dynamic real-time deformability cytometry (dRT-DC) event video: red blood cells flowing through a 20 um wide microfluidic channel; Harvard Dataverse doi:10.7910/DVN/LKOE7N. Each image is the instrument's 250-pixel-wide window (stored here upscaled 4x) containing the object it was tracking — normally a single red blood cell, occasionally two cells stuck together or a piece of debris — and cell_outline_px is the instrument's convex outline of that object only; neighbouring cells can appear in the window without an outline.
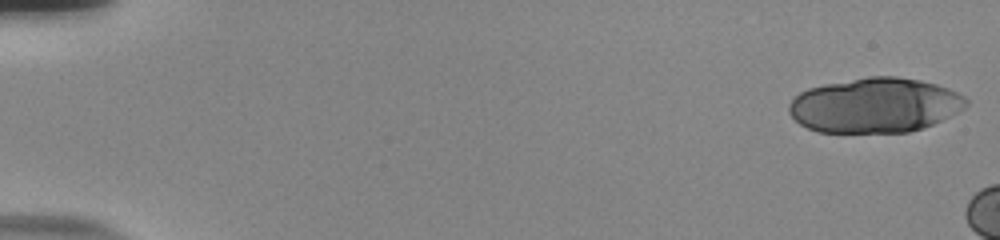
{"species": "human", "species_latin": "Homo sapiens", "temperature_condition": "room temperature", "stored_images_in_passage": 13, "camera_frame_rate_fps": 3000, "um_per_image_px": 0.085, "donor": {"sex": "male"}, "frame": {"image": 1, "passage_image": 1, "time_ms": 0.0, "image_size_px": [1000, 240], "cell_outline_px": [[968, 104], [964, 108], [924, 128], [908, 132], [816, 132], [800, 124], [788, 112], [788, 104], [800, 92], [808, 88], [824, 84], [868, 76], [896, 76], [920, 80], [936, 84], [948, 88], [964, 96], [968, 100]], "centroid_in_image_um": [74.35, 8.94], "position_along_channel_um": 10.6, "area_um2": 56.59}}